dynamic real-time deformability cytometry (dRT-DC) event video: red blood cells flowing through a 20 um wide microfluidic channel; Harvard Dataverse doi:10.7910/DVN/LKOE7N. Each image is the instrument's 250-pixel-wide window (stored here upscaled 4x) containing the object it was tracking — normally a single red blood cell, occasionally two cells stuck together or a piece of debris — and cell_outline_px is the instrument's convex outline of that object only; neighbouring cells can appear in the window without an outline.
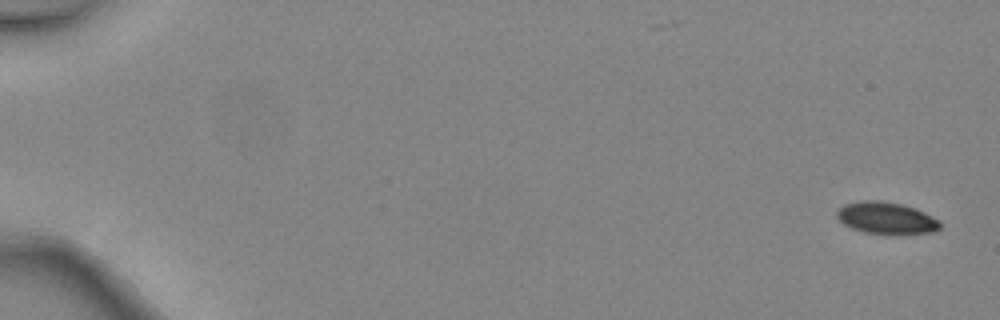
{"species": "common noctule bat (a hibernating species)", "species_latin": "Nyctalus noctula", "temperature_condition": "warm", "stored_images_in_passage": 5, "camera_frame_rate_fps": 3000, "um_per_image_px": 0.085, "animal": {"sex": "female", "body_mass_g": 24.6, "forearm_length_mm": 56.2}, "frame": {"image": 1, "passage_image": 1, "time_ms": 0.0, "image_size_px": [1000, 320], "cell_outline_px": [[940, 228], [932, 232], [864, 232], [852, 228], [844, 224], [836, 216], [836, 212], [844, 204], [860, 200], [880, 200], [900, 204], [916, 208], [940, 220]], "centroid_in_image_um": [75.3, 18.48], "position_along_channel_um": 9.7, "area_um2": 18.61}}
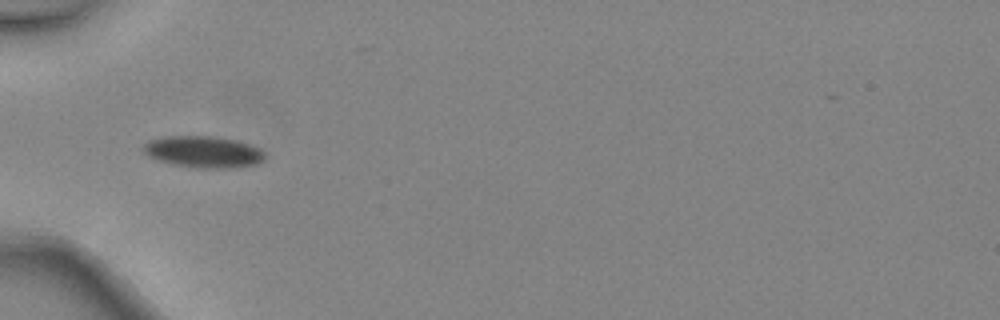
{"frame": {"image": 2, "passage_image": 5, "time_ms": 1.333, "image_size_px": [1000, 320], "cell_outline_px": [[264, 160], [256, 164], [232, 168], [196, 168], [172, 164], [156, 160], [148, 156], [140, 148], [148, 140], [164, 136], [212, 136], [236, 140], [260, 148], [264, 152]], "centroid_in_image_um": [17.24, 12.91], "position_along_channel_um": 67.8, "area_um2": 22.6}}